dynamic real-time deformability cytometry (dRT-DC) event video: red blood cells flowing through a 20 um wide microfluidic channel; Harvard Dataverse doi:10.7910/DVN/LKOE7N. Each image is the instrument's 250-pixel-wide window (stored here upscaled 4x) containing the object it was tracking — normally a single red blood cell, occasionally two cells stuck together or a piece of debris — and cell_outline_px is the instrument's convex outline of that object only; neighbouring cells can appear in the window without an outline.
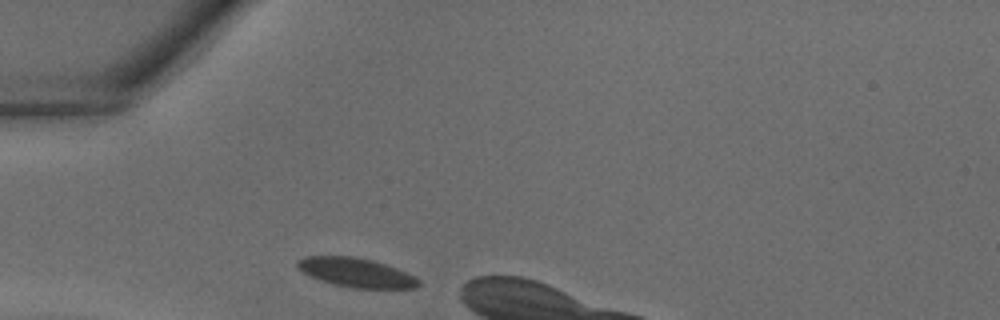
{"species": "common noctule bat (a hibernating species)", "species_latin": "Nyctalus noctula", "temperature_condition": "warm", "stored_images_in_passage": 4, "camera_frame_rate_fps": 3000, "um_per_image_px": 0.085, "animal": {"sex": "male", "body_mass_g": 18.8}, "frame": {"image": 1, "passage_image": 1, "time_ms": 0.0, "image_size_px": [1000, 320], "cell_outline_px": [[420, 284], [416, 288], [352, 288], [332, 284], [308, 276], [296, 268], [296, 260], [304, 256], [352, 256], [372, 260], [396, 268], [416, 276], [420, 280]], "centroid_in_image_um": [30.23, 23.17], "position_along_channel_um": 54.8, "area_um2": 20.81}}